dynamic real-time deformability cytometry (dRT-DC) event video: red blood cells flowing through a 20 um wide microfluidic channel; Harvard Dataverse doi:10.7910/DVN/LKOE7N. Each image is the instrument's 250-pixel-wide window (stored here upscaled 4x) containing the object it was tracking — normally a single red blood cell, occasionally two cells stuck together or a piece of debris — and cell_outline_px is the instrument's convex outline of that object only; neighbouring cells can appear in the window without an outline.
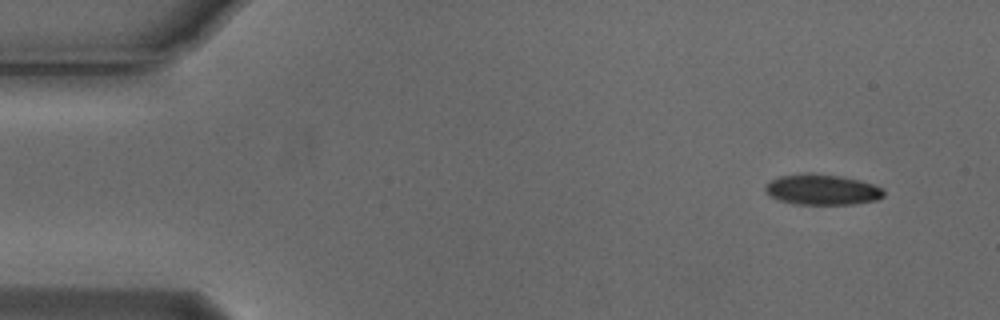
{"species": "Egyptian fruit bat (a non-hibernating species)", "species_latin": "Rousettus aegyptiacus", "temperature_condition": "cold", "stored_images_in_passage": 51, "camera_frame_rate_fps": 3000, "um_per_image_px": 0.085, "animal": {"sex": "male"}, "frame": {"image": 1, "passage_image": 1, "time_ms": 0.0, "image_size_px": [1000, 320], "cell_outline_px": [[884, 196], [876, 200], [852, 204], [796, 204], [780, 200], [772, 196], [764, 188], [772, 180], [780, 176], [808, 172], [812, 172], [840, 176], [860, 180], [884, 188]], "centroid_in_image_um": [69.92, 16.1], "position_along_channel_um": 15.1, "area_um2": 20.98}}
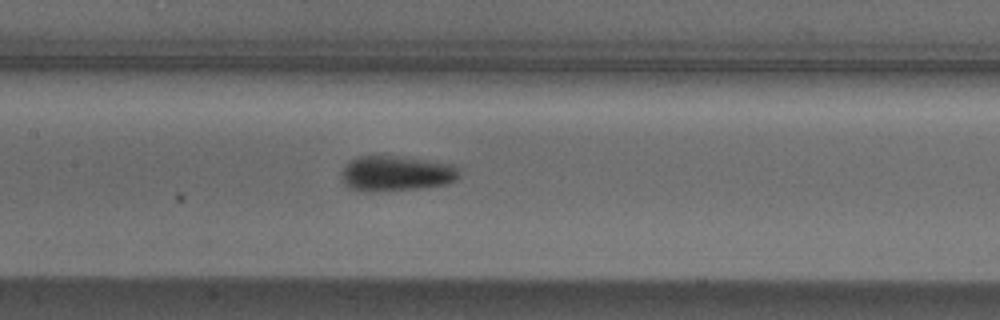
{"frame": {"image": 2, "passage_image": 22, "time_ms": 7.0, "image_size_px": [1000, 320], "cell_outline_px": [[460, 176], [456, 180], [448, 184], [416, 188], [364, 192], [348, 188], [340, 180], [340, 172], [348, 160], [356, 156], [396, 156], [452, 164], [456, 168]], "centroid_in_image_um": [33.58, 14.74], "position_along_channel_um": 173.8, "area_um2": 24.33}}
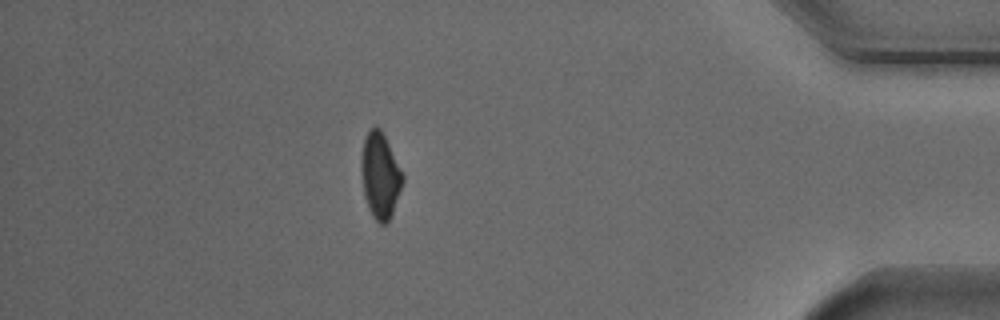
{"frame": {"image": 3, "passage_image": 44, "time_ms": 14.333, "image_size_px": [1000, 320], "cell_outline_px": [[404, 180], [392, 212], [388, 220], [384, 224], [380, 224], [372, 216], [368, 208], [364, 196], [360, 168], [360, 160], [364, 140], [368, 132], [372, 128], [380, 128], [404, 176]], "centroid_in_image_um": [32.29, 14.95], "position_along_channel_um": 402.9, "area_um2": 20.29}, "authors_computed_cell_mechanics": {"area_um2": 21.964, "velocity_mm_per_s": 3.7638, "shape_relaxation_time_tau1_ms": 2.8466, "shape_relaxation_time_tau2_ms": 3.5881, "deformation_change_tau1": 0.1126, "deformation_change_tau2": 0.0714}}